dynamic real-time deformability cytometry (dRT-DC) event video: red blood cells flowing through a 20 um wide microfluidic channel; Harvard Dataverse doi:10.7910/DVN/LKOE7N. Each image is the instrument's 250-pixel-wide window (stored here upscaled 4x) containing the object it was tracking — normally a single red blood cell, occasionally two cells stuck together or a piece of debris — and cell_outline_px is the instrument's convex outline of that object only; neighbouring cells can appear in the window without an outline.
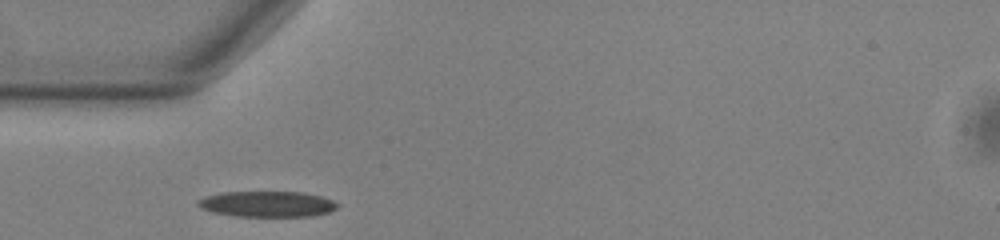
{"species": "common noctule bat (a hibernating species)", "species_latin": "Nyctalus noctula", "temperature_condition": "warm", "stored_images_in_passage": 38, "camera_frame_rate_fps": 3000, "um_per_image_px": 0.085, "animal": {"sex": "male", "body_mass_g": 13.0, "forearm_length_mm": 53.1}, "frame": {"image": 1, "passage_image": 1, "time_ms": 0.0, "image_size_px": [1000, 240], "cell_outline_px": [[340, 204], [336, 208], [328, 212], [312, 216], [236, 216], [212, 212], [200, 208], [196, 204], [196, 200], [204, 196], [224, 192], [304, 192], [324, 196]], "centroid_in_image_um": [22.7, 17.33], "position_along_channel_um": 62.3, "area_um2": 21.1}}
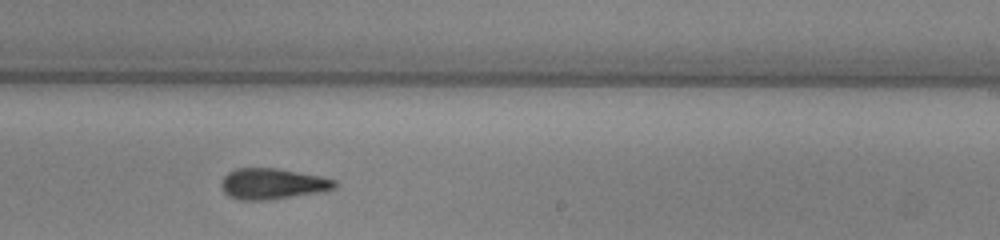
{"frame": {"image": 2, "passage_image": 17, "time_ms": 5.333, "image_size_px": [1000, 240], "cell_outline_px": [[336, 188], [320, 192], [268, 200], [240, 200], [228, 196], [224, 192], [220, 184], [224, 176], [228, 172], [236, 168], [276, 168], [320, 176], [336, 180]], "centroid_in_image_um": [23.14, 15.62], "position_along_channel_um": 265.9, "area_um2": 20.4}}
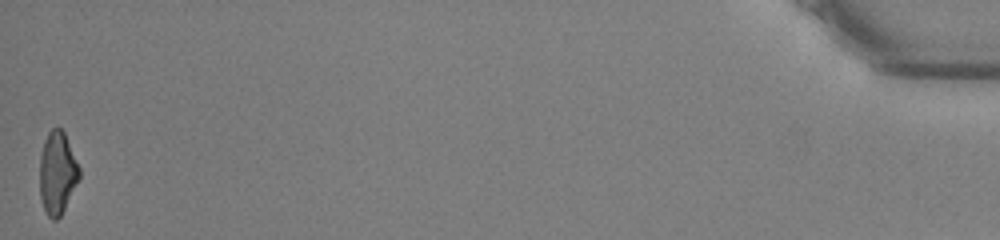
{"frame": {"image": 3, "passage_image": 38, "time_ms": 12.333, "image_size_px": [1000, 240], "cell_outline_px": [[80, 176], [60, 216], [56, 220], [52, 220], [44, 212], [40, 196], [40, 156], [44, 140], [48, 132], [52, 128], [60, 128], [64, 132], [80, 168]], "centroid_in_image_um": [4.86, 14.7], "position_along_channel_um": 430.3, "area_um2": 18.9}, "authors_computed_cell_mechanics": {"area_um2": 20.0277, "velocity_mm_per_s": 3.8417, "shape_relaxation_time_tau1_ms": null, "shape_relaxation_time_tau2_ms": 3.5302, "deformation_change_tau1": null, "deformation_change_tau2": 0.147}}